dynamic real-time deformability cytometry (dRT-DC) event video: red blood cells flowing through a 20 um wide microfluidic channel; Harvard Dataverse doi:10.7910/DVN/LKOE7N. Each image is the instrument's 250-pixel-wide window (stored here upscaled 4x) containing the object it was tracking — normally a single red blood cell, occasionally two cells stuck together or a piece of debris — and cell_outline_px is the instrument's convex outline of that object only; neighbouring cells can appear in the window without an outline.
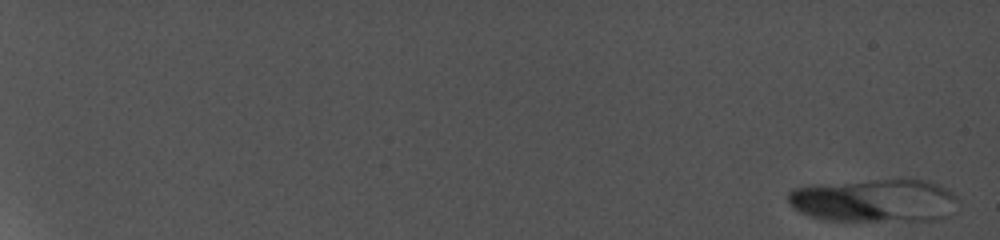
{"species": "common noctule bat (a hibernating species)", "species_latin": "Nyctalus noctula", "temperature_condition": "cold", "stored_images_in_passage": 9, "camera_frame_rate_fps": 5000, "um_per_image_px": 0.085, "animal": {"sex": "female", "body_mass_g": 19.0, "forearm_length_mm": 56.7}, "frame": {"image": 1, "passage_image": 1, "time_ms": 0.0, "image_size_px": [1000, 240], "cell_outline_px": [[940, 216], [936, 220], [820, 220], [808, 216], [800, 212], [788, 200], [788, 192], [796, 188], [856, 184], [880, 184]], "centroid_in_image_um": [72.84, 17.31], "position_along_channel_um": 12.2, "area_um2": 29.59}}